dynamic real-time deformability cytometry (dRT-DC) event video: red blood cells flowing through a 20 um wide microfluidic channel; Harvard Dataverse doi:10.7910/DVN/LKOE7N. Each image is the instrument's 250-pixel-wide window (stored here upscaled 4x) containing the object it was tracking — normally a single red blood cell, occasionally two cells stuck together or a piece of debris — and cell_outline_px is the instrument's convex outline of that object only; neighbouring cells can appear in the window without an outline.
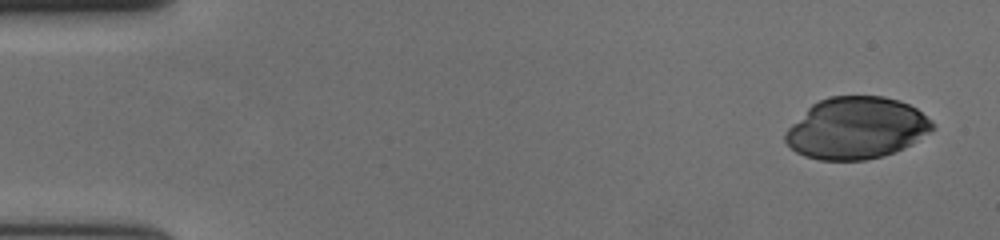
{"species": "human", "species_latin": "Homo sapiens", "temperature_condition": "cold", "stored_images_in_passage": 55, "camera_frame_rate_fps": 3000, "um_per_image_px": 0.085, "donor": {"sex": "female"}, "frame": {"image": 1, "passage_image": 1, "time_ms": 0.0, "image_size_px": [1000, 240], "cell_outline_px": [[936, 128], [912, 144], [904, 148], [884, 156], [864, 160], [820, 160], [804, 156], [796, 152], [784, 140], [784, 132], [812, 104], [828, 96], [884, 96], [900, 100], [916, 108], [932, 120]], "centroid_in_image_um": [72.81, 10.89], "position_along_channel_um": 12.2, "area_um2": 53.12}}